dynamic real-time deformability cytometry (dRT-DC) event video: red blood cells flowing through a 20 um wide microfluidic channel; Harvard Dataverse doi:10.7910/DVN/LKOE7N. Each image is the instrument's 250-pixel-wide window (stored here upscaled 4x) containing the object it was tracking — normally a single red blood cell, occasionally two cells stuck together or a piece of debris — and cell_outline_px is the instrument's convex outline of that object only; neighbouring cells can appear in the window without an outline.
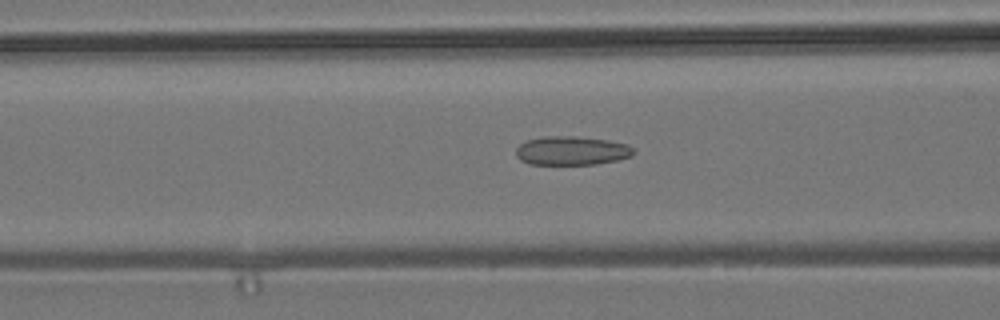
{"species": "common noctule bat (a hibernating species)", "species_latin": "Nyctalus noctula", "temperature_condition": "room temperature", "stored_images_in_passage": 55, "camera_frame_rate_fps": 3000, "um_per_image_px": 0.085, "animal": {"sex": "male", "body_mass_g": 19.2, "forearm_length_mm": 51.8}, "frame": {"image": 1, "passage_image": 22, "time_ms": 7.0, "image_size_px": [1000, 320], "cell_outline_px": [[636, 152], [632, 156], [616, 160], [596, 164], [528, 164], [520, 160], [516, 156], [516, 148], [520, 144], [528, 140], [544, 136], [572, 136], [608, 140], [628, 144]], "centroid_in_image_um": [48.59, 12.81], "position_along_channel_um": 118.0, "area_um2": 19.77}}
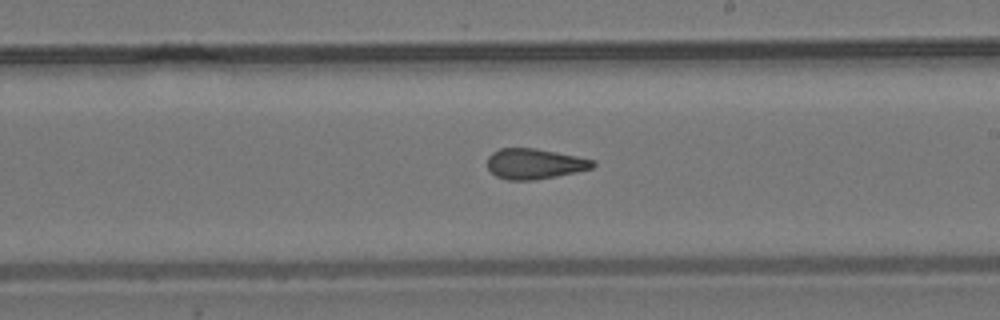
{"frame": {"image": 2, "passage_image": 32, "time_ms": 10.333, "image_size_px": [1000, 320], "cell_outline_px": [[596, 164], [592, 168], [576, 172], [536, 180], [508, 180], [496, 176], [488, 168], [488, 156], [492, 152], [500, 148], [536, 148], [596, 160]], "centroid_in_image_um": [45.45, 13.92], "position_along_channel_um": 243.6, "area_um2": 18.73}}
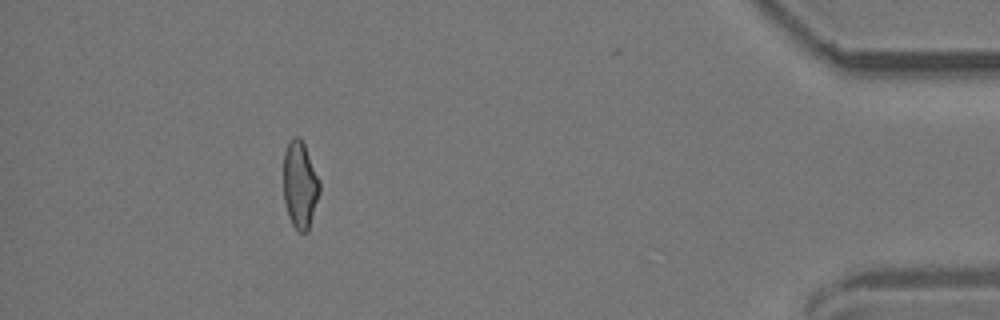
{"frame": {"image": 3, "passage_image": 50, "time_ms": 16.333, "image_size_px": [1000, 320], "cell_outline_px": [[320, 192], [308, 232], [300, 232], [292, 224], [288, 216], [284, 200], [284, 152], [288, 140], [292, 136], [300, 136], [304, 144], [320, 180]], "centroid_in_image_um": [25.5, 15.68], "position_along_channel_um": 409.7, "area_um2": 18.5}, "authors_computed_cell_mechanics": {"area_um2": 19.4786, "velocity_mm_per_s": 3.7673, "shape_relaxation_time_tau1_ms": null, "shape_relaxation_time_tau2_ms": 2.3448, "deformation_change_tau1": null, "deformation_change_tau2": 0.0925}}